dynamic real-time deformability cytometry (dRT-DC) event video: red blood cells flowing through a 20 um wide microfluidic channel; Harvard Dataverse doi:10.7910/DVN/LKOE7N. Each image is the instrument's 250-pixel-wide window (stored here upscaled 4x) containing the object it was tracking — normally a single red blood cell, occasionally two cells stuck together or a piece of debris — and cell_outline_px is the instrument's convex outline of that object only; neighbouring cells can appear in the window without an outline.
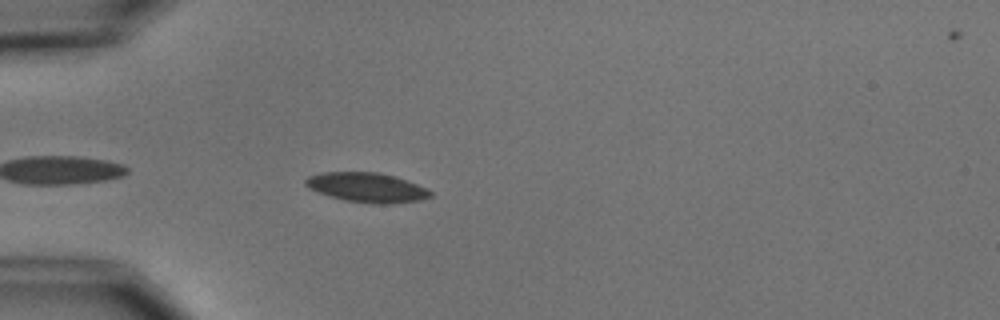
{"species": "common noctule bat (a hibernating species)", "species_latin": "Nyctalus noctula", "temperature_condition": "cold", "stored_images_in_passage": 4, "camera_frame_rate_fps": 3000, "um_per_image_px": 0.085, "animal": {"sex": "male", "body_mass_g": 15.6}, "frame": {"image": 1, "passage_image": 3, "time_ms": 3.333, "image_size_px": [1000, 320], "cell_outline_px": [[432, 196], [420, 200], [392, 204], [372, 204], [344, 200], [308, 188], [304, 184], [304, 180], [308, 176], [320, 172], [380, 172], [396, 176], [416, 184], [432, 192]], "centroid_in_image_um": [31.18, 15.93], "position_along_channel_um": 53.8, "area_um2": 21.56}}